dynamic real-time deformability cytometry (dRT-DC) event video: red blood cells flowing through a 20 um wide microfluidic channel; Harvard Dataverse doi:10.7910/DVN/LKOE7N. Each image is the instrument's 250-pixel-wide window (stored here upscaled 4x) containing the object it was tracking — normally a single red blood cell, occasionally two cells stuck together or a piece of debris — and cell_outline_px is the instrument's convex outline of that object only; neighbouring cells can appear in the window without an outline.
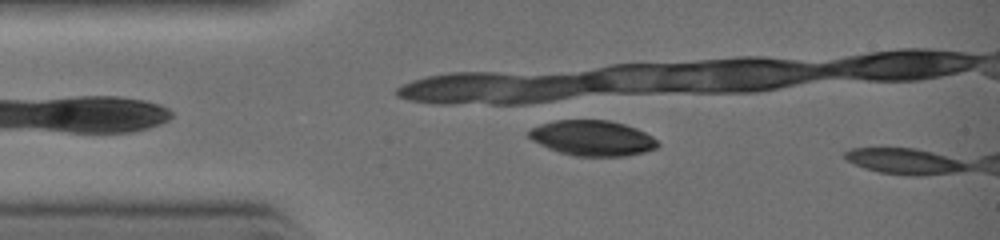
{"species": "common noctule bat (a hibernating species)", "species_latin": "Nyctalus noctula", "temperature_condition": "warm", "stored_images_in_passage": 5, "camera_frame_rate_fps": 3000, "um_per_image_px": 0.085, "animal": {"sex": "female", "body_mass_g": 19.0, "forearm_length_mm": 51.5}, "frame": {"image": 1, "passage_image": 5, "time_ms": 1.333, "image_size_px": [1000, 240], "cell_outline_px": [[660, 144], [656, 148], [644, 152], [624, 156], [576, 156], [560, 152], [548, 148], [532, 140], [528, 136], [528, 132], [532, 128], [540, 124], [556, 120], [608, 120], [624, 124], [636, 128], [652, 136]], "centroid_in_image_um": [50.36, 11.73], "position_along_channel_um": 34.6, "area_um2": 26.41}}